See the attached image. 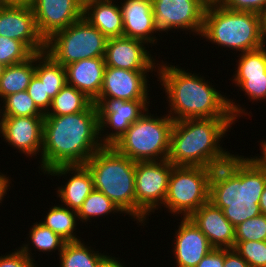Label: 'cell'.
<instances>
[{"label": "cell", "instance_id": "6da1fadb", "mask_svg": "<svg viewBox=\"0 0 266 267\" xmlns=\"http://www.w3.org/2000/svg\"><path fill=\"white\" fill-rule=\"evenodd\" d=\"M175 64L160 59L156 77L160 81L157 84L162 86L160 90L163 89L166 94L164 98L168 107L165 112L174 121L189 118H233L238 123L240 117L244 116V119L248 116L250 119L252 111L248 112V107L244 108L245 103L241 105L239 100L237 102L234 97L232 99L226 96V92H221L220 89L218 91V85H214L203 73L199 75L200 72L197 74L196 71Z\"/></svg>", "mask_w": 266, "mask_h": 267}, {"label": "cell", "instance_id": "7a4b0ae2", "mask_svg": "<svg viewBox=\"0 0 266 267\" xmlns=\"http://www.w3.org/2000/svg\"><path fill=\"white\" fill-rule=\"evenodd\" d=\"M103 146L93 102L79 113L44 116L40 176L58 166L84 165Z\"/></svg>", "mask_w": 266, "mask_h": 267}, {"label": "cell", "instance_id": "3957f363", "mask_svg": "<svg viewBox=\"0 0 266 267\" xmlns=\"http://www.w3.org/2000/svg\"><path fill=\"white\" fill-rule=\"evenodd\" d=\"M266 175L247 156L235 153L212 170L209 201L234 226L261 214L259 201Z\"/></svg>", "mask_w": 266, "mask_h": 267}, {"label": "cell", "instance_id": "277c9868", "mask_svg": "<svg viewBox=\"0 0 266 267\" xmlns=\"http://www.w3.org/2000/svg\"><path fill=\"white\" fill-rule=\"evenodd\" d=\"M237 122L233 118H189L174 121L168 160L174 166L216 168L234 154L223 142ZM227 150V151H226Z\"/></svg>", "mask_w": 266, "mask_h": 267}, {"label": "cell", "instance_id": "5b68a950", "mask_svg": "<svg viewBox=\"0 0 266 267\" xmlns=\"http://www.w3.org/2000/svg\"><path fill=\"white\" fill-rule=\"evenodd\" d=\"M84 166L92 176L94 189L105 194L124 217L136 221V162L113 146H103Z\"/></svg>", "mask_w": 266, "mask_h": 267}, {"label": "cell", "instance_id": "8992f818", "mask_svg": "<svg viewBox=\"0 0 266 267\" xmlns=\"http://www.w3.org/2000/svg\"><path fill=\"white\" fill-rule=\"evenodd\" d=\"M200 38L221 49H230L233 54L259 49L263 47L260 14L232 11L219 3H208Z\"/></svg>", "mask_w": 266, "mask_h": 267}, {"label": "cell", "instance_id": "52a82bcc", "mask_svg": "<svg viewBox=\"0 0 266 267\" xmlns=\"http://www.w3.org/2000/svg\"><path fill=\"white\" fill-rule=\"evenodd\" d=\"M173 124L167 113L158 116L148 108L112 146L135 162L166 160Z\"/></svg>", "mask_w": 266, "mask_h": 267}, {"label": "cell", "instance_id": "ba28073f", "mask_svg": "<svg viewBox=\"0 0 266 267\" xmlns=\"http://www.w3.org/2000/svg\"><path fill=\"white\" fill-rule=\"evenodd\" d=\"M212 170L207 167L173 165L163 209L169 215L171 213V217L188 218L209 202Z\"/></svg>", "mask_w": 266, "mask_h": 267}, {"label": "cell", "instance_id": "9c48e42d", "mask_svg": "<svg viewBox=\"0 0 266 267\" xmlns=\"http://www.w3.org/2000/svg\"><path fill=\"white\" fill-rule=\"evenodd\" d=\"M107 38L84 17L46 40V53L62 66L104 57Z\"/></svg>", "mask_w": 266, "mask_h": 267}, {"label": "cell", "instance_id": "30bf717a", "mask_svg": "<svg viewBox=\"0 0 266 267\" xmlns=\"http://www.w3.org/2000/svg\"><path fill=\"white\" fill-rule=\"evenodd\" d=\"M173 164L168 160L139 161L135 169L136 224L147 226L155 210L163 211ZM152 212V213H151ZM148 221V222H147Z\"/></svg>", "mask_w": 266, "mask_h": 267}, {"label": "cell", "instance_id": "8fae6325", "mask_svg": "<svg viewBox=\"0 0 266 267\" xmlns=\"http://www.w3.org/2000/svg\"><path fill=\"white\" fill-rule=\"evenodd\" d=\"M207 4L205 0H152L154 26L161 34L180 30L184 36L189 32L200 38Z\"/></svg>", "mask_w": 266, "mask_h": 267}, {"label": "cell", "instance_id": "7c38bea8", "mask_svg": "<svg viewBox=\"0 0 266 267\" xmlns=\"http://www.w3.org/2000/svg\"><path fill=\"white\" fill-rule=\"evenodd\" d=\"M99 113L100 141L112 146L149 107L150 100L95 99ZM151 103V106H150ZM110 130V131H109Z\"/></svg>", "mask_w": 266, "mask_h": 267}, {"label": "cell", "instance_id": "4fadbf2b", "mask_svg": "<svg viewBox=\"0 0 266 267\" xmlns=\"http://www.w3.org/2000/svg\"><path fill=\"white\" fill-rule=\"evenodd\" d=\"M157 70H127L106 66L101 92L96 99L151 100L150 74ZM150 88V89H149ZM151 97V98H150Z\"/></svg>", "mask_w": 266, "mask_h": 267}, {"label": "cell", "instance_id": "5bb4252c", "mask_svg": "<svg viewBox=\"0 0 266 267\" xmlns=\"http://www.w3.org/2000/svg\"><path fill=\"white\" fill-rule=\"evenodd\" d=\"M0 36L23 42L34 54L46 51L30 4L0 3Z\"/></svg>", "mask_w": 266, "mask_h": 267}, {"label": "cell", "instance_id": "9a60e30c", "mask_svg": "<svg viewBox=\"0 0 266 267\" xmlns=\"http://www.w3.org/2000/svg\"><path fill=\"white\" fill-rule=\"evenodd\" d=\"M151 46L144 41L130 37L108 38L105 49L106 66L127 70H157L159 58L152 55Z\"/></svg>", "mask_w": 266, "mask_h": 267}, {"label": "cell", "instance_id": "2e32d148", "mask_svg": "<svg viewBox=\"0 0 266 267\" xmlns=\"http://www.w3.org/2000/svg\"><path fill=\"white\" fill-rule=\"evenodd\" d=\"M44 117H5L0 137L8 146L26 158L37 159L39 162L43 143ZM38 155V156H37ZM34 156V157H33Z\"/></svg>", "mask_w": 266, "mask_h": 267}, {"label": "cell", "instance_id": "e0dca14e", "mask_svg": "<svg viewBox=\"0 0 266 267\" xmlns=\"http://www.w3.org/2000/svg\"><path fill=\"white\" fill-rule=\"evenodd\" d=\"M30 5L45 41L83 17V8L76 0H32Z\"/></svg>", "mask_w": 266, "mask_h": 267}, {"label": "cell", "instance_id": "ac0fdd59", "mask_svg": "<svg viewBox=\"0 0 266 267\" xmlns=\"http://www.w3.org/2000/svg\"><path fill=\"white\" fill-rule=\"evenodd\" d=\"M172 241V258L176 267H196L214 247L205 234L189 219L178 218Z\"/></svg>", "mask_w": 266, "mask_h": 267}, {"label": "cell", "instance_id": "d6986e66", "mask_svg": "<svg viewBox=\"0 0 266 267\" xmlns=\"http://www.w3.org/2000/svg\"><path fill=\"white\" fill-rule=\"evenodd\" d=\"M44 175H47L46 178L48 177V179L52 176L54 179L58 177V181L62 176V184L64 183V185H56L58 186L54 189L57 190L56 197L59 198L60 204L75 211L79 210L82 203L94 190L92 176L84 165L58 166L47 171Z\"/></svg>", "mask_w": 266, "mask_h": 267}, {"label": "cell", "instance_id": "ffe728a7", "mask_svg": "<svg viewBox=\"0 0 266 267\" xmlns=\"http://www.w3.org/2000/svg\"><path fill=\"white\" fill-rule=\"evenodd\" d=\"M119 3L123 17V36L144 41L151 48L160 45L157 43L164 35L154 26L152 0H120Z\"/></svg>", "mask_w": 266, "mask_h": 267}, {"label": "cell", "instance_id": "44dd1931", "mask_svg": "<svg viewBox=\"0 0 266 267\" xmlns=\"http://www.w3.org/2000/svg\"><path fill=\"white\" fill-rule=\"evenodd\" d=\"M188 218L205 234L214 248H234L235 227L224 216L223 210L210 201Z\"/></svg>", "mask_w": 266, "mask_h": 267}, {"label": "cell", "instance_id": "7402d4cb", "mask_svg": "<svg viewBox=\"0 0 266 267\" xmlns=\"http://www.w3.org/2000/svg\"><path fill=\"white\" fill-rule=\"evenodd\" d=\"M106 69L104 57L83 59L65 66L67 84L94 101L100 94Z\"/></svg>", "mask_w": 266, "mask_h": 267}, {"label": "cell", "instance_id": "603a6c76", "mask_svg": "<svg viewBox=\"0 0 266 267\" xmlns=\"http://www.w3.org/2000/svg\"><path fill=\"white\" fill-rule=\"evenodd\" d=\"M118 0H102L83 9V17L107 39L123 36V17Z\"/></svg>", "mask_w": 266, "mask_h": 267}, {"label": "cell", "instance_id": "cb8c5ba5", "mask_svg": "<svg viewBox=\"0 0 266 267\" xmlns=\"http://www.w3.org/2000/svg\"><path fill=\"white\" fill-rule=\"evenodd\" d=\"M27 240H25L22 245L18 246V248L26 254L31 260L35 261L36 253L41 252L39 255L43 253L49 257L56 252L57 255L63 250V247L66 241L61 238L58 234L53 232L50 228L45 227L39 221L33 223L30 226ZM27 241V242H26ZM34 251V253H32ZM37 251V252H36ZM58 251V253H57ZM48 253V254H47ZM52 253V254H51ZM34 255V256H33Z\"/></svg>", "mask_w": 266, "mask_h": 267}, {"label": "cell", "instance_id": "d4e9b609", "mask_svg": "<svg viewBox=\"0 0 266 267\" xmlns=\"http://www.w3.org/2000/svg\"><path fill=\"white\" fill-rule=\"evenodd\" d=\"M85 239L78 241L66 242L63 250L58 255L60 265L57 267H99L101 262L109 255L108 252L101 249H95V245L89 242L85 243ZM95 246V247H93Z\"/></svg>", "mask_w": 266, "mask_h": 267}, {"label": "cell", "instance_id": "484cf974", "mask_svg": "<svg viewBox=\"0 0 266 267\" xmlns=\"http://www.w3.org/2000/svg\"><path fill=\"white\" fill-rule=\"evenodd\" d=\"M46 211L43 219L39 220L45 227L50 228L66 242L78 241L83 238L76 233L80 224L77 211L67 208L66 206L55 203ZM78 226V227H77Z\"/></svg>", "mask_w": 266, "mask_h": 267}, {"label": "cell", "instance_id": "4316f807", "mask_svg": "<svg viewBox=\"0 0 266 267\" xmlns=\"http://www.w3.org/2000/svg\"><path fill=\"white\" fill-rule=\"evenodd\" d=\"M36 54L25 62L6 66L0 78V98L25 91L35 75Z\"/></svg>", "mask_w": 266, "mask_h": 267}, {"label": "cell", "instance_id": "83f0119b", "mask_svg": "<svg viewBox=\"0 0 266 267\" xmlns=\"http://www.w3.org/2000/svg\"><path fill=\"white\" fill-rule=\"evenodd\" d=\"M35 75L45 84L46 94L53 99L67 84L65 67L48 53H36Z\"/></svg>", "mask_w": 266, "mask_h": 267}, {"label": "cell", "instance_id": "f1b7e54d", "mask_svg": "<svg viewBox=\"0 0 266 267\" xmlns=\"http://www.w3.org/2000/svg\"><path fill=\"white\" fill-rule=\"evenodd\" d=\"M113 214L116 217L118 214V216H124L119 208L105 194L96 189L88 195L77 211L79 222L84 225H86V223L87 225L89 223L91 224L93 219L95 223V220L99 218L101 220L105 219L106 216L109 218V216L111 217Z\"/></svg>", "mask_w": 266, "mask_h": 267}, {"label": "cell", "instance_id": "f546056e", "mask_svg": "<svg viewBox=\"0 0 266 267\" xmlns=\"http://www.w3.org/2000/svg\"><path fill=\"white\" fill-rule=\"evenodd\" d=\"M93 101L83 92L66 84L52 99L45 116H63L84 111Z\"/></svg>", "mask_w": 266, "mask_h": 267}, {"label": "cell", "instance_id": "4dcf8cb0", "mask_svg": "<svg viewBox=\"0 0 266 267\" xmlns=\"http://www.w3.org/2000/svg\"><path fill=\"white\" fill-rule=\"evenodd\" d=\"M237 58V59H236ZM230 79H248V76L266 75V47L239 53Z\"/></svg>", "mask_w": 266, "mask_h": 267}, {"label": "cell", "instance_id": "1f68e13d", "mask_svg": "<svg viewBox=\"0 0 266 267\" xmlns=\"http://www.w3.org/2000/svg\"><path fill=\"white\" fill-rule=\"evenodd\" d=\"M5 117H44L27 91L6 96L3 99Z\"/></svg>", "mask_w": 266, "mask_h": 267}, {"label": "cell", "instance_id": "d6a6232c", "mask_svg": "<svg viewBox=\"0 0 266 267\" xmlns=\"http://www.w3.org/2000/svg\"><path fill=\"white\" fill-rule=\"evenodd\" d=\"M33 55L34 53L23 42L0 36V62L4 65L25 62Z\"/></svg>", "mask_w": 266, "mask_h": 267}, {"label": "cell", "instance_id": "836d02e7", "mask_svg": "<svg viewBox=\"0 0 266 267\" xmlns=\"http://www.w3.org/2000/svg\"><path fill=\"white\" fill-rule=\"evenodd\" d=\"M232 86L238 91H242L251 105L259 102H266V75L248 76V79H229ZM255 102V103H254Z\"/></svg>", "mask_w": 266, "mask_h": 267}, {"label": "cell", "instance_id": "e575fe53", "mask_svg": "<svg viewBox=\"0 0 266 267\" xmlns=\"http://www.w3.org/2000/svg\"><path fill=\"white\" fill-rule=\"evenodd\" d=\"M235 241H266V215L261 213L236 226Z\"/></svg>", "mask_w": 266, "mask_h": 267}, {"label": "cell", "instance_id": "d590c367", "mask_svg": "<svg viewBox=\"0 0 266 267\" xmlns=\"http://www.w3.org/2000/svg\"><path fill=\"white\" fill-rule=\"evenodd\" d=\"M234 249L250 267H266V241H235Z\"/></svg>", "mask_w": 266, "mask_h": 267}, {"label": "cell", "instance_id": "8d00e7d4", "mask_svg": "<svg viewBox=\"0 0 266 267\" xmlns=\"http://www.w3.org/2000/svg\"><path fill=\"white\" fill-rule=\"evenodd\" d=\"M37 108L45 115L51 105L52 99L46 94L45 84L34 75L26 89Z\"/></svg>", "mask_w": 266, "mask_h": 267}, {"label": "cell", "instance_id": "74e56055", "mask_svg": "<svg viewBox=\"0 0 266 267\" xmlns=\"http://www.w3.org/2000/svg\"><path fill=\"white\" fill-rule=\"evenodd\" d=\"M39 262L31 260L18 247L0 256V267H40Z\"/></svg>", "mask_w": 266, "mask_h": 267}, {"label": "cell", "instance_id": "f35d334b", "mask_svg": "<svg viewBox=\"0 0 266 267\" xmlns=\"http://www.w3.org/2000/svg\"><path fill=\"white\" fill-rule=\"evenodd\" d=\"M224 8L232 11L254 12L261 14L266 9V0H221Z\"/></svg>", "mask_w": 266, "mask_h": 267}, {"label": "cell", "instance_id": "ab89813d", "mask_svg": "<svg viewBox=\"0 0 266 267\" xmlns=\"http://www.w3.org/2000/svg\"><path fill=\"white\" fill-rule=\"evenodd\" d=\"M196 267H224V248H213Z\"/></svg>", "mask_w": 266, "mask_h": 267}, {"label": "cell", "instance_id": "60d3db41", "mask_svg": "<svg viewBox=\"0 0 266 267\" xmlns=\"http://www.w3.org/2000/svg\"><path fill=\"white\" fill-rule=\"evenodd\" d=\"M224 267H250L234 248H224Z\"/></svg>", "mask_w": 266, "mask_h": 267}, {"label": "cell", "instance_id": "b9f144b4", "mask_svg": "<svg viewBox=\"0 0 266 267\" xmlns=\"http://www.w3.org/2000/svg\"><path fill=\"white\" fill-rule=\"evenodd\" d=\"M261 142V143H260ZM258 146L260 147V153L254 155L253 157L250 155L248 156L256 165L257 167L266 175V139L264 140L262 138V140L258 141Z\"/></svg>", "mask_w": 266, "mask_h": 267}, {"label": "cell", "instance_id": "7bdbcfd3", "mask_svg": "<svg viewBox=\"0 0 266 267\" xmlns=\"http://www.w3.org/2000/svg\"><path fill=\"white\" fill-rule=\"evenodd\" d=\"M10 177V178H9ZM13 178L11 176H8L3 171H0V206H2V202L4 201V198L7 196V192L10 191ZM9 189V190H8Z\"/></svg>", "mask_w": 266, "mask_h": 267}, {"label": "cell", "instance_id": "ee69618b", "mask_svg": "<svg viewBox=\"0 0 266 267\" xmlns=\"http://www.w3.org/2000/svg\"><path fill=\"white\" fill-rule=\"evenodd\" d=\"M122 259L118 257H115L112 253L108 255L100 264L99 267H127L125 261H122ZM131 267V266H129Z\"/></svg>", "mask_w": 266, "mask_h": 267}, {"label": "cell", "instance_id": "f6af8a7d", "mask_svg": "<svg viewBox=\"0 0 266 267\" xmlns=\"http://www.w3.org/2000/svg\"><path fill=\"white\" fill-rule=\"evenodd\" d=\"M261 40L263 47H266V9L260 14Z\"/></svg>", "mask_w": 266, "mask_h": 267}, {"label": "cell", "instance_id": "bcb514c9", "mask_svg": "<svg viewBox=\"0 0 266 267\" xmlns=\"http://www.w3.org/2000/svg\"><path fill=\"white\" fill-rule=\"evenodd\" d=\"M259 206L261 213L266 215V186L261 194Z\"/></svg>", "mask_w": 266, "mask_h": 267}, {"label": "cell", "instance_id": "7dc6e473", "mask_svg": "<svg viewBox=\"0 0 266 267\" xmlns=\"http://www.w3.org/2000/svg\"><path fill=\"white\" fill-rule=\"evenodd\" d=\"M32 0H0L1 4H30Z\"/></svg>", "mask_w": 266, "mask_h": 267}, {"label": "cell", "instance_id": "c3c4849f", "mask_svg": "<svg viewBox=\"0 0 266 267\" xmlns=\"http://www.w3.org/2000/svg\"><path fill=\"white\" fill-rule=\"evenodd\" d=\"M4 119H5V115H4L3 99L0 98V133L4 125Z\"/></svg>", "mask_w": 266, "mask_h": 267}, {"label": "cell", "instance_id": "681fc988", "mask_svg": "<svg viewBox=\"0 0 266 267\" xmlns=\"http://www.w3.org/2000/svg\"><path fill=\"white\" fill-rule=\"evenodd\" d=\"M76 1L84 9L87 5L94 3V2L102 1V0H76Z\"/></svg>", "mask_w": 266, "mask_h": 267}, {"label": "cell", "instance_id": "f907efd6", "mask_svg": "<svg viewBox=\"0 0 266 267\" xmlns=\"http://www.w3.org/2000/svg\"><path fill=\"white\" fill-rule=\"evenodd\" d=\"M6 65H4L3 63L0 62V78L3 75L4 69H5Z\"/></svg>", "mask_w": 266, "mask_h": 267}, {"label": "cell", "instance_id": "816d5d0a", "mask_svg": "<svg viewBox=\"0 0 266 267\" xmlns=\"http://www.w3.org/2000/svg\"><path fill=\"white\" fill-rule=\"evenodd\" d=\"M207 3H219L221 0H205Z\"/></svg>", "mask_w": 266, "mask_h": 267}]
</instances>
